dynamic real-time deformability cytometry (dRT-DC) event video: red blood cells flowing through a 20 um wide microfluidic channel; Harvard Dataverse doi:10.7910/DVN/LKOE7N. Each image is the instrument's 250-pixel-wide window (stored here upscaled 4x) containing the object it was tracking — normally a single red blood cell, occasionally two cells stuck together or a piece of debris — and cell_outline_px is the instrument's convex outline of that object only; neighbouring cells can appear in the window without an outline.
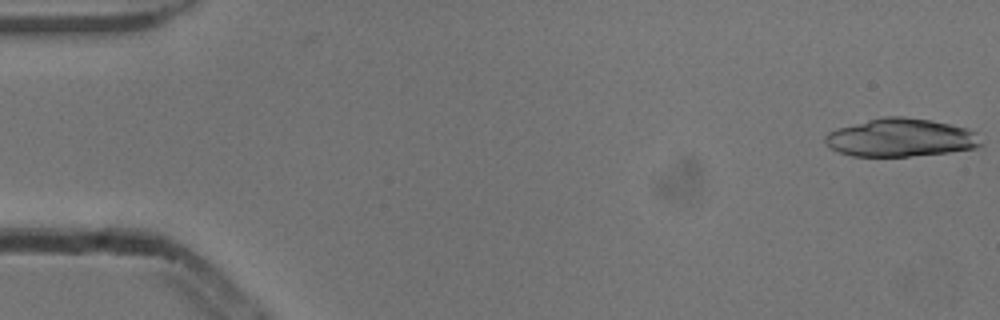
{"species": "common noctule bat (a hibernating species)", "species_latin": "Nyctalus noctula", "temperature_condition": "cold", "stored_images_in_passage": 20, "camera_frame_rate_fps": 3000, "um_per_image_px": 0.085, "animal": {"sex": "male", "body_mass_g": 13.3}, "frame": {"image": 1, "passage_image": 1, "time_ms": 0.0, "image_size_px": [1000, 320], "cell_outline_px": [[984, 144], [976, 148], [948, 152], [908, 156], [852, 156], [840, 152], [824, 144], [824, 136], [828, 132], [836, 128], [884, 116], [904, 116], [928, 120], [968, 128], [976, 132]], "centroid_in_image_um": [76.56, 11.7], "position_along_channel_um": 8.4, "area_um2": 34.62}}